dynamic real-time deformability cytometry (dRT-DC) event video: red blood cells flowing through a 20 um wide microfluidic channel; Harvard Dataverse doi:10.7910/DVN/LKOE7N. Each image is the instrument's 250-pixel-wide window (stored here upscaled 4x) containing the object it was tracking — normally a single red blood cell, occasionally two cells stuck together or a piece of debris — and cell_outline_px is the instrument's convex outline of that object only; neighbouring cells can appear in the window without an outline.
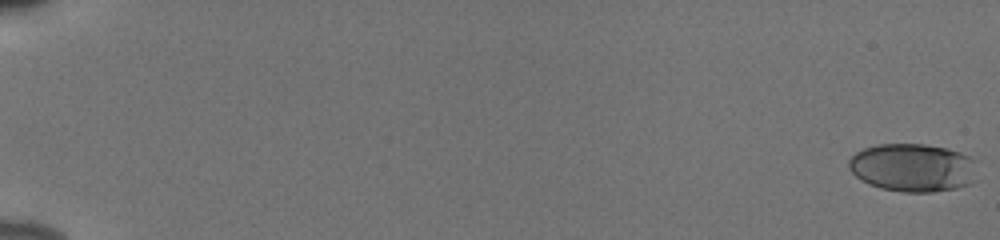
{"species": "human", "species_latin": "Homo sapiens", "temperature_condition": "cold", "stored_images_in_passage": 56, "camera_frame_rate_fps": 3000, "um_per_image_px": 0.085, "donor": {"sex": "male"}, "frame": {"image": 1, "passage_image": 1, "time_ms": 0.0, "image_size_px": [1000, 240], "cell_outline_px": [[972, 160], [968, 184], [956, 188], [932, 192], [904, 192], [880, 188], [868, 184], [860, 180], [848, 168], [848, 160], [856, 152], [864, 148], [876, 144], [924, 144], [944, 148], [960, 152], [972, 156]], "centroid_in_image_um": [77.46, 14.24], "position_along_channel_um": 7.5, "area_um2": 35.49}}
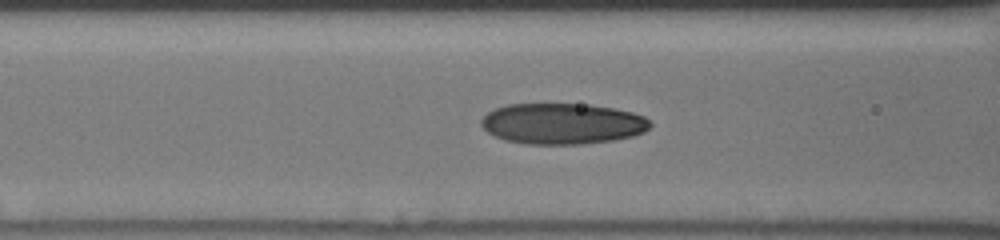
{"frame": {"image": 2, "passage_image": 26, "time_ms": 8.333, "image_size_px": [1000, 240], "cell_outline_px": [[652, 124], [644, 132], [632, 136], [612, 140], [580, 144], [524, 144], [504, 140], [488, 132], [480, 124], [480, 120], [488, 112], [496, 108], [508, 104], [588, 104], [616, 108], [632, 112], [644, 116]], "centroid_in_image_um": [47.8, 10.51], "position_along_channel_um": 118.8, "area_um2": 40.34}}
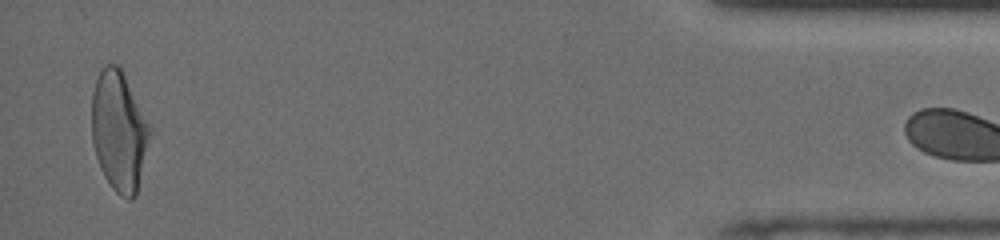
{"frame": {"image": 3, "passage_image": 55, "time_ms": 18.0, "image_size_px": [1000, 240], "cell_outline_px": [[152, 128], [136, 196], [132, 200], [128, 200], [120, 196], [112, 188], [104, 176], [100, 168], [96, 156], [92, 140], [92, 92], [96, 80], [104, 64], [116, 64], [120, 68]], "centroid_in_image_um": [10.11, 11.18], "position_along_channel_um": 425.1, "area_um2": 40.46}}